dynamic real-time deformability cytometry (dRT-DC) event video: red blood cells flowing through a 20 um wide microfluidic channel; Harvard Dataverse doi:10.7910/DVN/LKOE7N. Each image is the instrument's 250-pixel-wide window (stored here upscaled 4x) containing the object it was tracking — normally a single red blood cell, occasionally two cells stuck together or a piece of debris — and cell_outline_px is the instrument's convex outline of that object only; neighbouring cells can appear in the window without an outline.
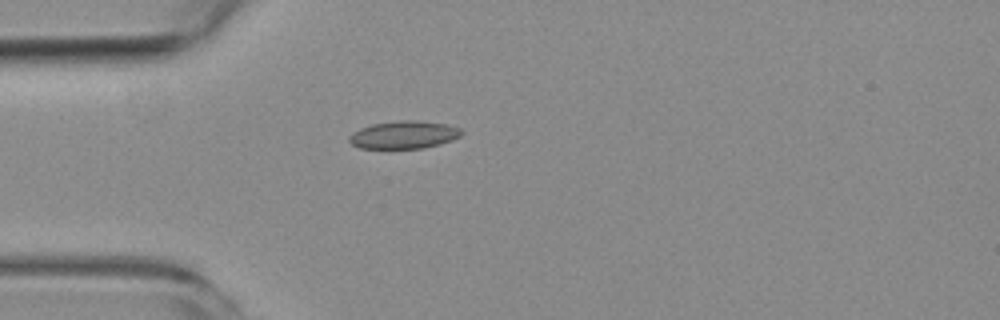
{"species": "common noctule bat (a hibernating species)", "species_latin": "Nyctalus noctula", "temperature_condition": "room temperature", "stored_images_in_passage": 1, "camera_frame_rate_fps": 3000, "um_per_image_px": 0.085, "animal": {"sex": "female", "body_mass_g": 19.3, "forearm_length_mm": 54.1}, "frame": {"image": 1, "passage_image": 1, "time_ms": 0.0, "image_size_px": [1000, 320], "cell_outline_px": [[464, 132], [460, 136], [452, 140], [440, 144], [424, 148], [360, 148], [352, 144], [348, 140], [348, 136], [352, 132], [360, 128], [372, 124], [400, 120], [420, 120], [448, 124], [460, 128]], "centroid_in_image_um": [34.34, 11.45], "position_along_channel_um": 50.7, "area_um2": 18.32}}